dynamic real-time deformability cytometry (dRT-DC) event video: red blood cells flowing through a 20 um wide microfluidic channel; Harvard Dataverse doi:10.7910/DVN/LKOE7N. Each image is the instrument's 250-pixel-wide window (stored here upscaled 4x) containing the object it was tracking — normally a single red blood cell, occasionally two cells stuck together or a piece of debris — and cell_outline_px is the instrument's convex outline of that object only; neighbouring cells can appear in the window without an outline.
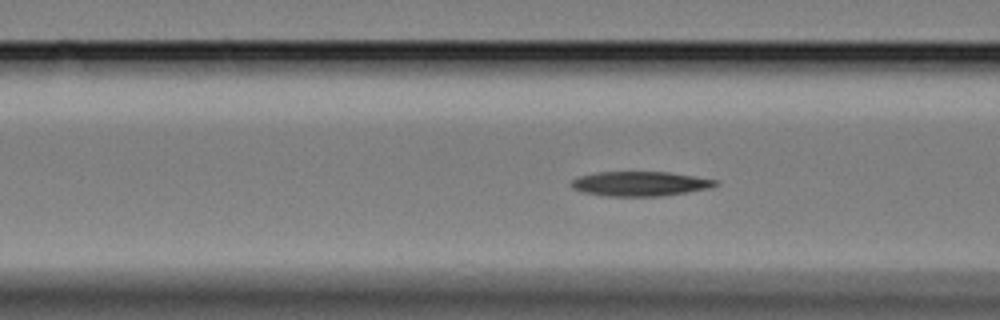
{"species": "Egyptian fruit bat (a non-hibernating species)", "species_latin": "Rousettus aegyptiacus", "temperature_condition": "cold", "stored_images_in_passage": 57, "camera_frame_rate_fps": 3000, "um_per_image_px": 0.085, "animal": {"sex": "female"}, "frame": {"image": 1, "passage_image": 19, "time_ms": 6.0, "image_size_px": [1000, 320], "cell_outline_px": [[720, 184], [708, 188], [688, 192], [660, 196], [608, 196], [584, 192], [572, 188], [568, 184], [576, 176], [596, 172], [668, 172], [716, 180]], "centroid_in_image_um": [54.34, 15.61], "position_along_channel_um": 112.3, "area_um2": 20.63}}
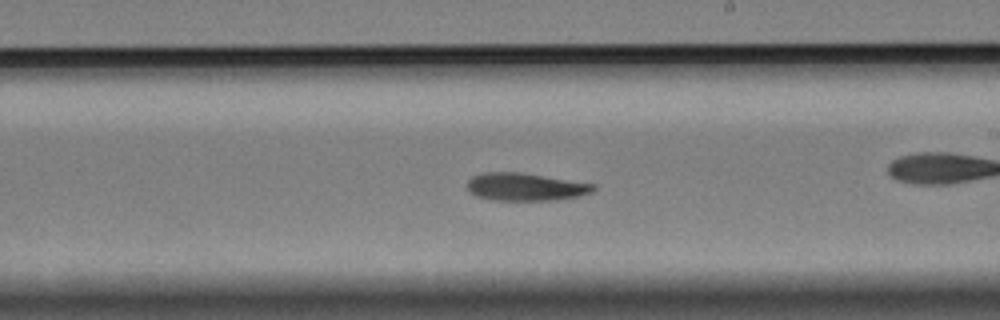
{"frame": {"image": 2, "passage_image": 31, "time_ms": 10.0, "image_size_px": [1000, 320], "cell_outline_px": [[596, 188], [592, 192], [580, 196], [556, 200], [492, 200], [476, 196], [468, 192], [464, 184], [472, 176], [480, 172], [520, 172], [596, 184]], "centroid_in_image_um": [44.61, 15.88], "position_along_channel_um": 244.4, "area_um2": 20.75}}
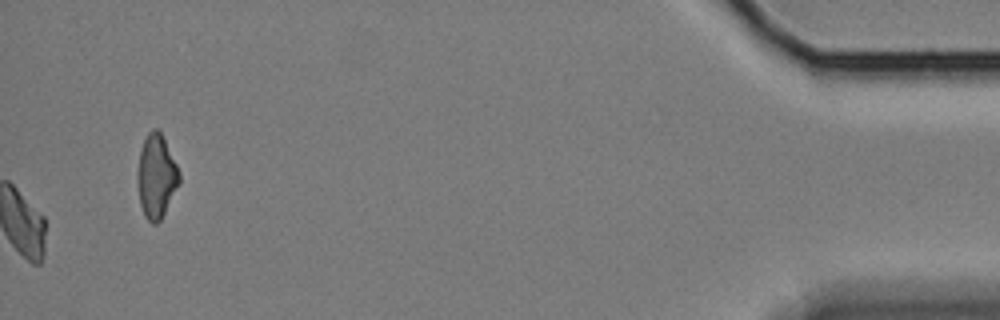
{"frame": {"image": 3, "passage_image": 57, "time_ms": 18.667, "image_size_px": [1000, 320], "cell_outline_px": [[180, 184], [160, 220], [156, 224], [152, 224], [144, 216], [140, 204], [136, 180], [140, 152], [144, 140], [148, 132], [152, 128], [156, 128], [160, 132], [180, 172]], "centroid_in_image_um": [13.28, 15.02], "position_along_channel_um": 421.9, "area_um2": 20.29}, "authors_computed_cell_mechanics": {"area_um2": 20.4034, "velocity_mm_per_s": 3.3042, "shape_relaxation_time_tau1_ms": 11.2532, "shape_relaxation_time_tau2_ms": null, "deformation_change_tau1": 0.2011, "deformation_change_tau2": null}}